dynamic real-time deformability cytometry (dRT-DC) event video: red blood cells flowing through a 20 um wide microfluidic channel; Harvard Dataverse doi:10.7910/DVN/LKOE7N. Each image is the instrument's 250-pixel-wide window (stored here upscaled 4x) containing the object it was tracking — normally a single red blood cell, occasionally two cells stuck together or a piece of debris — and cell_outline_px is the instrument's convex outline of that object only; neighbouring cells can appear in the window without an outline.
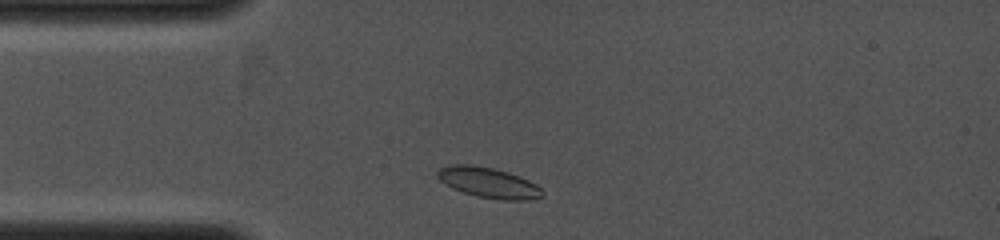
{"species": "common noctule bat (a hibernating species)", "species_latin": "Nyctalus noctula", "temperature_condition": "cold", "stored_images_in_passage": 16, "camera_frame_rate_fps": 4000, "um_per_image_px": 0.085, "animal": {"sex": "female", "body_mass_g": 19.0, "forearm_length_mm": 53.3}, "frame": {"image": 1, "passage_image": 1, "time_ms": 0.0, "image_size_px": [1000, 240], "cell_outline_px": [[544, 196], [528, 200], [500, 200], [476, 196], [452, 188], [440, 180], [436, 176], [436, 172], [440, 168], [452, 164], [472, 164], [492, 168], [508, 172], [528, 180], [536, 184], [544, 192]], "centroid_in_image_um": [41.52, 15.52], "position_along_channel_um": 43.5, "area_um2": 18.61}}
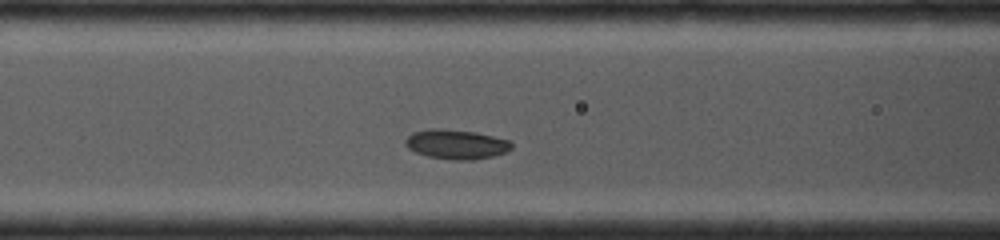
{"frame": {"image": 2, "passage_image": 8, "time_ms": 2.0, "image_size_px": [1000, 240], "cell_outline_px": [[512, 148], [508, 152], [492, 156], [472, 160], [452, 160], [428, 156], [416, 152], [408, 148], [404, 144], [404, 140], [412, 132], [428, 128], [436, 128], [476, 132], [508, 140], [512, 144]], "centroid_in_image_um": [38.76, 12.26], "position_along_channel_um": 127.8, "area_um2": 18.32}}
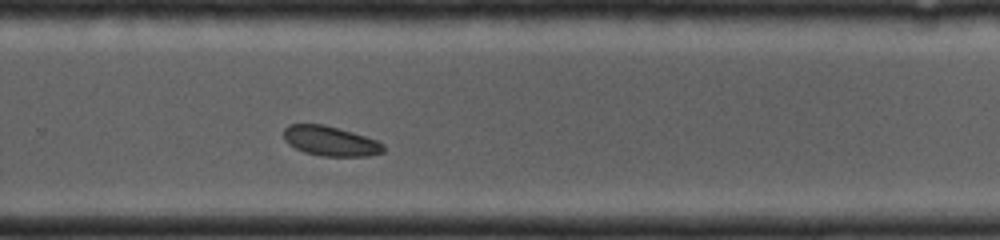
{"frame": {"image": 3, "passage_image": 16, "time_ms": 5.5, "image_size_px": [1000, 240], "cell_outline_px": [[384, 152], [368, 156], [324, 156], [304, 152], [288, 144], [284, 140], [284, 128], [288, 124], [324, 124], [352, 132], [376, 140], [384, 144]], "centroid_in_image_um": [28.07, 11.98], "position_along_channel_um": 301.7, "area_um2": 17.28}}